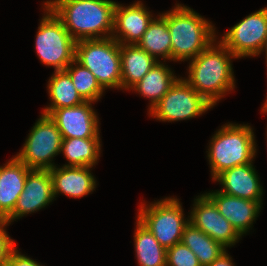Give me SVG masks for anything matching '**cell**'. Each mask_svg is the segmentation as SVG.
Segmentation results:
<instances>
[{
	"instance_id": "19",
	"label": "cell",
	"mask_w": 267,
	"mask_h": 266,
	"mask_svg": "<svg viewBox=\"0 0 267 266\" xmlns=\"http://www.w3.org/2000/svg\"><path fill=\"white\" fill-rule=\"evenodd\" d=\"M157 62L137 44H120L121 89H132Z\"/></svg>"
},
{
	"instance_id": "17",
	"label": "cell",
	"mask_w": 267,
	"mask_h": 266,
	"mask_svg": "<svg viewBox=\"0 0 267 266\" xmlns=\"http://www.w3.org/2000/svg\"><path fill=\"white\" fill-rule=\"evenodd\" d=\"M92 167L62 166L50 169L54 197L63 193L69 197L81 198L93 192L96 187Z\"/></svg>"
},
{
	"instance_id": "31",
	"label": "cell",
	"mask_w": 267,
	"mask_h": 266,
	"mask_svg": "<svg viewBox=\"0 0 267 266\" xmlns=\"http://www.w3.org/2000/svg\"><path fill=\"white\" fill-rule=\"evenodd\" d=\"M264 50H265V54H266V63H267V36H266V40L264 41L261 52H263Z\"/></svg>"
},
{
	"instance_id": "29",
	"label": "cell",
	"mask_w": 267,
	"mask_h": 266,
	"mask_svg": "<svg viewBox=\"0 0 267 266\" xmlns=\"http://www.w3.org/2000/svg\"><path fill=\"white\" fill-rule=\"evenodd\" d=\"M4 266H44L33 259L19 253L17 248H14L8 257L7 262L4 264Z\"/></svg>"
},
{
	"instance_id": "26",
	"label": "cell",
	"mask_w": 267,
	"mask_h": 266,
	"mask_svg": "<svg viewBox=\"0 0 267 266\" xmlns=\"http://www.w3.org/2000/svg\"><path fill=\"white\" fill-rule=\"evenodd\" d=\"M65 71L70 75L74 87L84 101L97 102L101 98L104 89L90 70L74 60Z\"/></svg>"
},
{
	"instance_id": "2",
	"label": "cell",
	"mask_w": 267,
	"mask_h": 266,
	"mask_svg": "<svg viewBox=\"0 0 267 266\" xmlns=\"http://www.w3.org/2000/svg\"><path fill=\"white\" fill-rule=\"evenodd\" d=\"M215 41L190 60L184 80L213 106L235 87L231 60L236 59L220 41Z\"/></svg>"
},
{
	"instance_id": "6",
	"label": "cell",
	"mask_w": 267,
	"mask_h": 266,
	"mask_svg": "<svg viewBox=\"0 0 267 266\" xmlns=\"http://www.w3.org/2000/svg\"><path fill=\"white\" fill-rule=\"evenodd\" d=\"M43 6L46 14L36 34L37 55L41 63L54 67L55 71L65 70L75 60L76 41L52 10Z\"/></svg>"
},
{
	"instance_id": "11",
	"label": "cell",
	"mask_w": 267,
	"mask_h": 266,
	"mask_svg": "<svg viewBox=\"0 0 267 266\" xmlns=\"http://www.w3.org/2000/svg\"><path fill=\"white\" fill-rule=\"evenodd\" d=\"M196 198L194 199V208L190 212L189 222L223 247L234 246L241 236L206 194Z\"/></svg>"
},
{
	"instance_id": "18",
	"label": "cell",
	"mask_w": 267,
	"mask_h": 266,
	"mask_svg": "<svg viewBox=\"0 0 267 266\" xmlns=\"http://www.w3.org/2000/svg\"><path fill=\"white\" fill-rule=\"evenodd\" d=\"M30 170L16 157L0 166V219L13 212Z\"/></svg>"
},
{
	"instance_id": "28",
	"label": "cell",
	"mask_w": 267,
	"mask_h": 266,
	"mask_svg": "<svg viewBox=\"0 0 267 266\" xmlns=\"http://www.w3.org/2000/svg\"><path fill=\"white\" fill-rule=\"evenodd\" d=\"M9 223L5 219H0V266L7 262L10 252L16 247L14 240L9 237L6 227Z\"/></svg>"
},
{
	"instance_id": "20",
	"label": "cell",
	"mask_w": 267,
	"mask_h": 266,
	"mask_svg": "<svg viewBox=\"0 0 267 266\" xmlns=\"http://www.w3.org/2000/svg\"><path fill=\"white\" fill-rule=\"evenodd\" d=\"M178 78L168 65L157 62L150 71L132 88L151 103L149 111L161 100Z\"/></svg>"
},
{
	"instance_id": "25",
	"label": "cell",
	"mask_w": 267,
	"mask_h": 266,
	"mask_svg": "<svg viewBox=\"0 0 267 266\" xmlns=\"http://www.w3.org/2000/svg\"><path fill=\"white\" fill-rule=\"evenodd\" d=\"M134 244L139 266H166L167 250L154 235L137 219Z\"/></svg>"
},
{
	"instance_id": "4",
	"label": "cell",
	"mask_w": 267,
	"mask_h": 266,
	"mask_svg": "<svg viewBox=\"0 0 267 266\" xmlns=\"http://www.w3.org/2000/svg\"><path fill=\"white\" fill-rule=\"evenodd\" d=\"M256 150L255 136L250 125H223L212 137L207 151L212 179L229 168L253 163Z\"/></svg>"
},
{
	"instance_id": "7",
	"label": "cell",
	"mask_w": 267,
	"mask_h": 266,
	"mask_svg": "<svg viewBox=\"0 0 267 266\" xmlns=\"http://www.w3.org/2000/svg\"><path fill=\"white\" fill-rule=\"evenodd\" d=\"M137 219L154 235L166 250L180 243L189 218L184 219L182 205L177 198H165L149 205H140Z\"/></svg>"
},
{
	"instance_id": "15",
	"label": "cell",
	"mask_w": 267,
	"mask_h": 266,
	"mask_svg": "<svg viewBox=\"0 0 267 266\" xmlns=\"http://www.w3.org/2000/svg\"><path fill=\"white\" fill-rule=\"evenodd\" d=\"M213 181L222 185L224 194L257 201L262 206L263 187L252 163L224 170Z\"/></svg>"
},
{
	"instance_id": "10",
	"label": "cell",
	"mask_w": 267,
	"mask_h": 266,
	"mask_svg": "<svg viewBox=\"0 0 267 266\" xmlns=\"http://www.w3.org/2000/svg\"><path fill=\"white\" fill-rule=\"evenodd\" d=\"M267 36V7L260 9L231 27L220 42L237 57L257 56Z\"/></svg>"
},
{
	"instance_id": "3",
	"label": "cell",
	"mask_w": 267,
	"mask_h": 266,
	"mask_svg": "<svg viewBox=\"0 0 267 266\" xmlns=\"http://www.w3.org/2000/svg\"><path fill=\"white\" fill-rule=\"evenodd\" d=\"M165 21L171 36L173 61L192 60L216 41L214 25L188 6L176 4L165 13Z\"/></svg>"
},
{
	"instance_id": "9",
	"label": "cell",
	"mask_w": 267,
	"mask_h": 266,
	"mask_svg": "<svg viewBox=\"0 0 267 266\" xmlns=\"http://www.w3.org/2000/svg\"><path fill=\"white\" fill-rule=\"evenodd\" d=\"M213 108L203 96L197 93L181 77L149 111V115L160 121H180L202 115Z\"/></svg>"
},
{
	"instance_id": "5",
	"label": "cell",
	"mask_w": 267,
	"mask_h": 266,
	"mask_svg": "<svg viewBox=\"0 0 267 266\" xmlns=\"http://www.w3.org/2000/svg\"><path fill=\"white\" fill-rule=\"evenodd\" d=\"M75 60L94 74L104 90L121 89L120 43L113 37L77 41Z\"/></svg>"
},
{
	"instance_id": "23",
	"label": "cell",
	"mask_w": 267,
	"mask_h": 266,
	"mask_svg": "<svg viewBox=\"0 0 267 266\" xmlns=\"http://www.w3.org/2000/svg\"><path fill=\"white\" fill-rule=\"evenodd\" d=\"M181 242L196 255L201 266L210 265L226 251L225 247L190 222L185 226Z\"/></svg>"
},
{
	"instance_id": "14",
	"label": "cell",
	"mask_w": 267,
	"mask_h": 266,
	"mask_svg": "<svg viewBox=\"0 0 267 266\" xmlns=\"http://www.w3.org/2000/svg\"><path fill=\"white\" fill-rule=\"evenodd\" d=\"M153 19L141 1L127 7L116 2L111 37L120 44H138Z\"/></svg>"
},
{
	"instance_id": "30",
	"label": "cell",
	"mask_w": 267,
	"mask_h": 266,
	"mask_svg": "<svg viewBox=\"0 0 267 266\" xmlns=\"http://www.w3.org/2000/svg\"><path fill=\"white\" fill-rule=\"evenodd\" d=\"M231 258L227 251H225L208 266H234Z\"/></svg>"
},
{
	"instance_id": "27",
	"label": "cell",
	"mask_w": 267,
	"mask_h": 266,
	"mask_svg": "<svg viewBox=\"0 0 267 266\" xmlns=\"http://www.w3.org/2000/svg\"><path fill=\"white\" fill-rule=\"evenodd\" d=\"M166 266H201L196 255L182 242L167 249Z\"/></svg>"
},
{
	"instance_id": "12",
	"label": "cell",
	"mask_w": 267,
	"mask_h": 266,
	"mask_svg": "<svg viewBox=\"0 0 267 266\" xmlns=\"http://www.w3.org/2000/svg\"><path fill=\"white\" fill-rule=\"evenodd\" d=\"M92 104L85 101L77 106L57 108L49 114L62 138H100L99 119Z\"/></svg>"
},
{
	"instance_id": "13",
	"label": "cell",
	"mask_w": 267,
	"mask_h": 266,
	"mask_svg": "<svg viewBox=\"0 0 267 266\" xmlns=\"http://www.w3.org/2000/svg\"><path fill=\"white\" fill-rule=\"evenodd\" d=\"M55 199L49 170L31 169L13 212L5 219L9 224L49 205Z\"/></svg>"
},
{
	"instance_id": "21",
	"label": "cell",
	"mask_w": 267,
	"mask_h": 266,
	"mask_svg": "<svg viewBox=\"0 0 267 266\" xmlns=\"http://www.w3.org/2000/svg\"><path fill=\"white\" fill-rule=\"evenodd\" d=\"M100 138H63L61 152L67 159L64 166L93 167L99 160Z\"/></svg>"
},
{
	"instance_id": "22",
	"label": "cell",
	"mask_w": 267,
	"mask_h": 266,
	"mask_svg": "<svg viewBox=\"0 0 267 266\" xmlns=\"http://www.w3.org/2000/svg\"><path fill=\"white\" fill-rule=\"evenodd\" d=\"M47 88L52 103L43 110V114L49 115L57 108L73 107L85 102L65 70H54Z\"/></svg>"
},
{
	"instance_id": "24",
	"label": "cell",
	"mask_w": 267,
	"mask_h": 266,
	"mask_svg": "<svg viewBox=\"0 0 267 266\" xmlns=\"http://www.w3.org/2000/svg\"><path fill=\"white\" fill-rule=\"evenodd\" d=\"M158 62L157 57L171 60V36L165 21V13L153 19L137 44Z\"/></svg>"
},
{
	"instance_id": "16",
	"label": "cell",
	"mask_w": 267,
	"mask_h": 266,
	"mask_svg": "<svg viewBox=\"0 0 267 266\" xmlns=\"http://www.w3.org/2000/svg\"><path fill=\"white\" fill-rule=\"evenodd\" d=\"M205 194L240 236L249 231L261 211L262 206L257 201L224 194L217 190Z\"/></svg>"
},
{
	"instance_id": "32",
	"label": "cell",
	"mask_w": 267,
	"mask_h": 266,
	"mask_svg": "<svg viewBox=\"0 0 267 266\" xmlns=\"http://www.w3.org/2000/svg\"><path fill=\"white\" fill-rule=\"evenodd\" d=\"M266 98H267V96H266ZM261 112L267 113V99H266L265 103L263 104V107H262V111Z\"/></svg>"
},
{
	"instance_id": "1",
	"label": "cell",
	"mask_w": 267,
	"mask_h": 266,
	"mask_svg": "<svg viewBox=\"0 0 267 266\" xmlns=\"http://www.w3.org/2000/svg\"><path fill=\"white\" fill-rule=\"evenodd\" d=\"M44 4L62 21L76 42L112 36L115 1L49 0Z\"/></svg>"
},
{
	"instance_id": "8",
	"label": "cell",
	"mask_w": 267,
	"mask_h": 266,
	"mask_svg": "<svg viewBox=\"0 0 267 266\" xmlns=\"http://www.w3.org/2000/svg\"><path fill=\"white\" fill-rule=\"evenodd\" d=\"M62 139L55 122L42 113L15 157L29 169L50 170L56 166L52 161L61 153Z\"/></svg>"
}]
</instances>
